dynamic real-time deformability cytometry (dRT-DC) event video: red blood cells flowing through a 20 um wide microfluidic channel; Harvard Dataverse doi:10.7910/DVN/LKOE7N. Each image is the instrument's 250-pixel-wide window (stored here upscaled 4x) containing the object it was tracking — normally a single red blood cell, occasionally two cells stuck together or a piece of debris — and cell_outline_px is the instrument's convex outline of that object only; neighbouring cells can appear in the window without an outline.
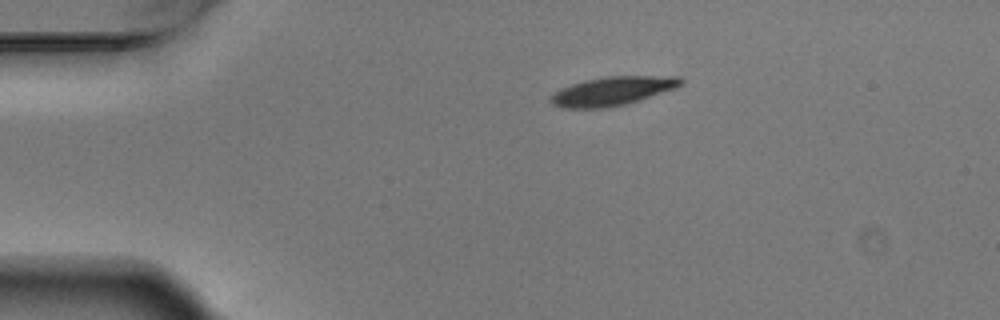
{"species": "Egyptian fruit bat (a non-hibernating species)", "species_latin": "Rousettus aegyptiacus", "temperature_condition": "warm", "stored_images_in_passage": 5, "camera_frame_rate_fps": 3000, "um_per_image_px": 0.085, "animal": {"sex": "male"}, "frame": {"image": 1, "passage_image": 1, "time_ms": 0.0, "image_size_px": [1000, 320], "cell_outline_px": [[684, 80], [676, 88], [624, 104], [608, 108], [564, 108], [552, 104], [548, 100], [560, 88], [584, 80], [604, 76], [680, 76]], "centroid_in_image_um": [52.04, 7.73], "position_along_channel_um": 33.0, "area_um2": 21.68}}
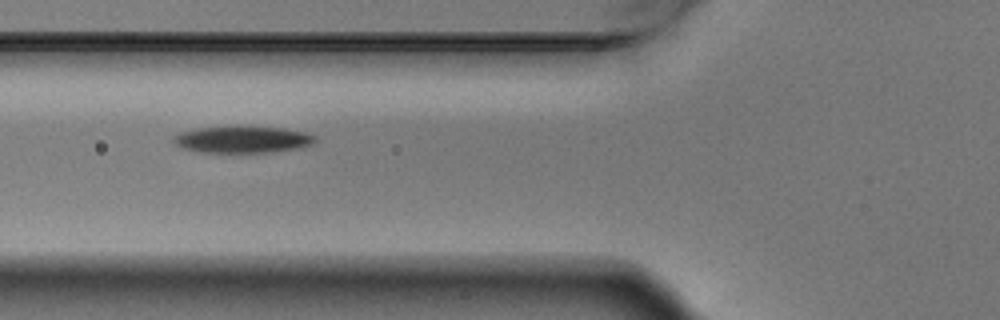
{"frame": {"image": 2, "passage_image": 4, "time_ms": 1.0, "image_size_px": [1000, 320], "cell_outline_px": [[316, 140], [312, 144], [300, 148], [272, 152], [200, 152], [184, 148], [176, 144], [172, 140], [172, 136], [180, 132], [200, 128], [236, 124], [240, 124], [284, 128], [304, 132], [316, 136]], "centroid_in_image_um": [20.63, 11.82], "position_along_channel_um": 105.2, "area_um2": 22.72}}
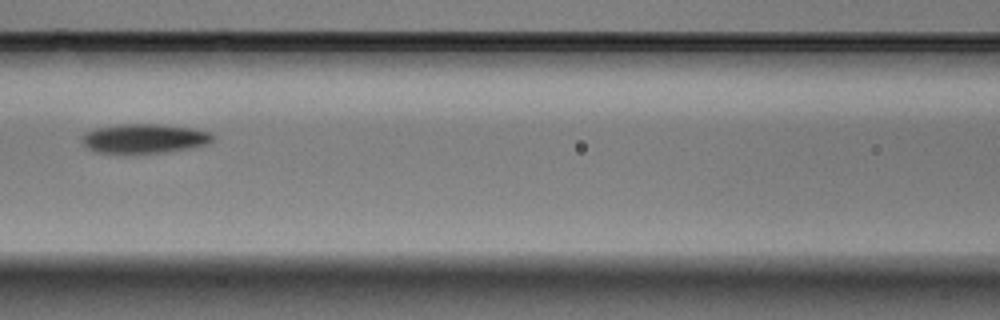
{"frame": {"image": 3, "passage_image": 5, "time_ms": 1.333, "image_size_px": [1000, 320], "cell_outline_px": [[212, 140], [208, 144], [168, 152], [92, 152], [80, 140], [84, 132], [96, 128], [120, 124], [160, 124], [192, 128], [208, 132], [212, 136]], "centroid_in_image_um": [12.22, 11.76], "position_along_channel_um": 154.4, "area_um2": 22.08}}